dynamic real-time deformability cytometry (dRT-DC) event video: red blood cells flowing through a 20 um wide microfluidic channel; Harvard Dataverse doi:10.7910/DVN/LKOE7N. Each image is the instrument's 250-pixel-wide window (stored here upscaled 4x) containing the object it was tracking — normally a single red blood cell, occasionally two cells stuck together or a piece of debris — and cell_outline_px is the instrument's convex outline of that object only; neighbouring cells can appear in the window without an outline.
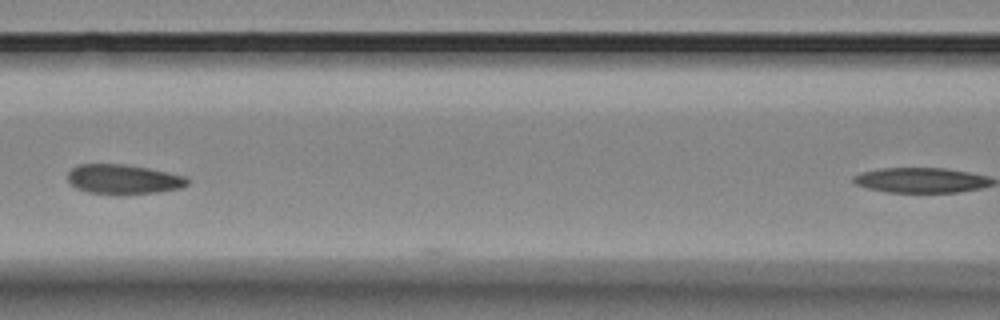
{"species": "Egyptian fruit bat (a non-hibernating species)", "species_latin": "Rousettus aegyptiacus", "temperature_condition": "room temperature", "stored_images_in_passage": 5, "camera_frame_rate_fps": 3000, "um_per_image_px": 0.085, "animal": {"sex": "female"}, "frame": {"image": 1, "passage_image": 3, "time_ms": 2.333, "image_size_px": [1000, 320], "cell_outline_px": [[188, 184], [180, 188], [160, 192], [88, 192], [76, 188], [68, 180], [68, 172], [76, 164], [124, 164], [148, 168], [188, 176]], "centroid_in_image_um": [10.5, 15.19], "position_along_channel_um": 156.1, "area_um2": 20.11}}
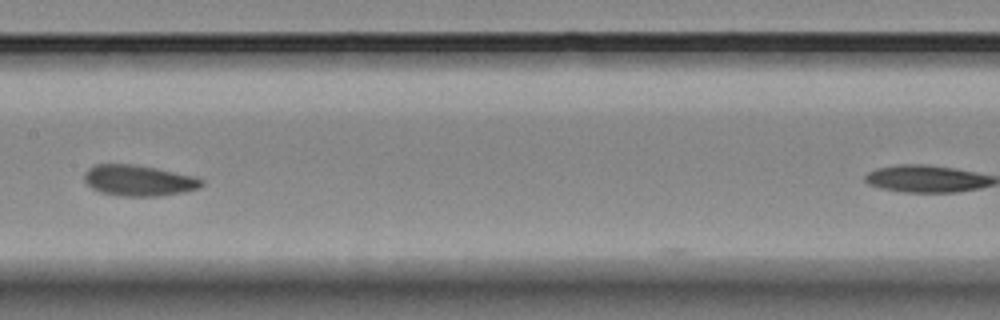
{"frame": {"image": 2, "passage_image": 4, "time_ms": 3.333, "image_size_px": [1000, 320], "cell_outline_px": [[204, 184], [200, 188], [184, 192], [156, 196], [120, 196], [100, 192], [92, 188], [84, 180], [84, 172], [88, 168], [96, 164], [132, 164], [156, 168], [196, 176], [204, 180]], "centroid_in_image_um": [11.81, 15.34], "position_along_channel_um": 195.6, "area_um2": 21.27}}